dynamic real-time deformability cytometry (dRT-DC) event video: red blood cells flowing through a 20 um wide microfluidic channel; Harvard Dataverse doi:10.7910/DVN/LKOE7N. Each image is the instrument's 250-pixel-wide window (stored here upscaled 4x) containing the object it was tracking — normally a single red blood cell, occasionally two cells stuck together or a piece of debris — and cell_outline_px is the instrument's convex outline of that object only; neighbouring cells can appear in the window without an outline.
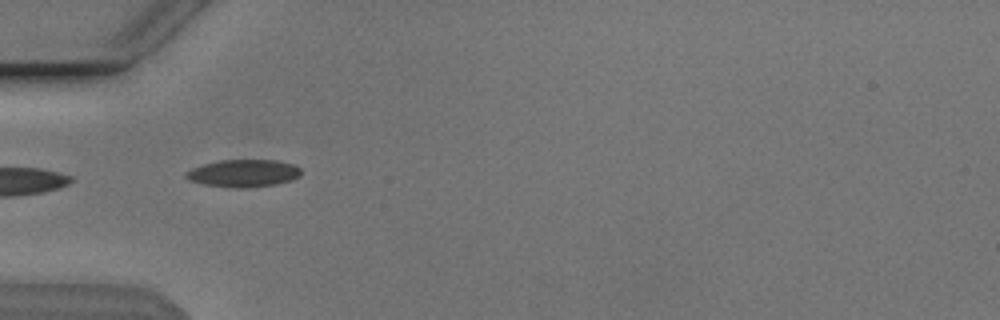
{"species": "Egyptian fruit bat (a non-hibernating species)", "species_latin": "Rousettus aegyptiacus", "temperature_condition": "cold", "stored_images_in_passage": 4, "camera_frame_rate_fps": 3000, "um_per_image_px": 0.085, "animal": {"sex": "male"}, "frame": {"image": 1, "passage_image": 1, "time_ms": 0.0, "image_size_px": [1000, 320], "cell_outline_px": [[300, 176], [292, 180], [276, 184], [248, 188], [236, 188], [204, 184], [188, 180], [184, 176], [184, 172], [192, 168], [204, 164], [220, 160], [276, 160], [296, 164], [300, 168]], "centroid_in_image_um": [20.7, 14.72], "position_along_channel_um": 64.3, "area_um2": 18.55}}